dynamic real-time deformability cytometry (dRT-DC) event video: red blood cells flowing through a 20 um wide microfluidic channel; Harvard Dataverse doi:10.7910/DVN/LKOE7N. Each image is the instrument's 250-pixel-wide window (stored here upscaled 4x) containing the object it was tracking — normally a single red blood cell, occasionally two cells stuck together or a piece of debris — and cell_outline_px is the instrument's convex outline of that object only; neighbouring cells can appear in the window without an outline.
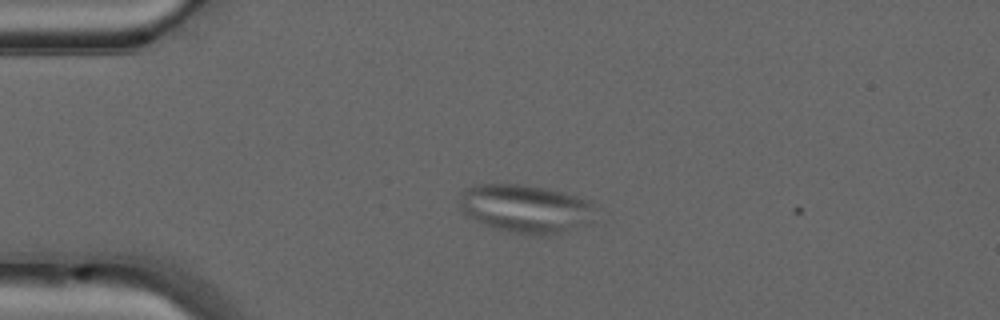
{"species": "common noctule bat (a hibernating species)", "species_latin": "Nyctalus noctula", "temperature_condition": "warm", "stored_images_in_passage": 3, "camera_frame_rate_fps": 3000, "um_per_image_px": 0.085, "animal": {"sex": "male", "forearm_length_mm": 52.5}, "frame": {"image": 1, "passage_image": 2, "time_ms": 0.333, "image_size_px": [1000, 320], "cell_outline_px": [[592, 224], [552, 236], [528, 236], [508, 232], [492, 228], [472, 220], [460, 208], [460, 192], [464, 188], [472, 184], [520, 184], [544, 188], [576, 196], [588, 200], [592, 204]], "centroid_in_image_um": [44.64, 17.77], "position_along_channel_um": 40.4, "area_um2": 39.02}}